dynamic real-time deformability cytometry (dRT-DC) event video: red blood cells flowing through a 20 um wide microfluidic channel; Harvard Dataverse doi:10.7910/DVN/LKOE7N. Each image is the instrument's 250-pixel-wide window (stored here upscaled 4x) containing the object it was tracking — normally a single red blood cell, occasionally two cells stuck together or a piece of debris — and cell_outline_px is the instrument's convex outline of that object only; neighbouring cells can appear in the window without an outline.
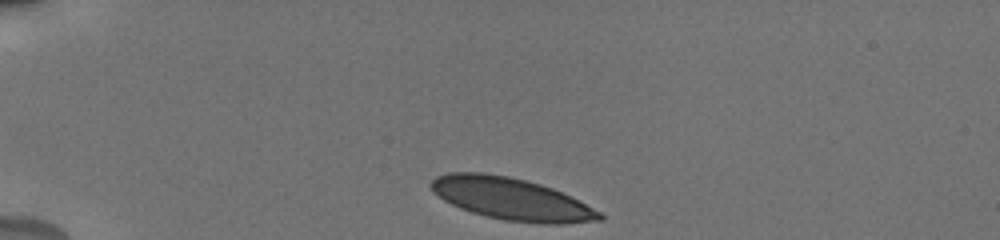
{"species": "human", "species_latin": "Homo sapiens", "temperature_condition": "cold", "stored_images_in_passage": 36, "camera_frame_rate_fps": 3000, "um_per_image_px": 0.085, "donor": {"sex": "male"}, "frame": {"image": 1, "passage_image": 1, "time_ms": 0.0, "image_size_px": [1000, 240], "cell_outline_px": [[604, 220], [564, 224], [540, 224], [504, 220], [484, 216], [460, 208], [444, 200], [432, 192], [428, 184], [436, 176], [448, 172], [484, 172], [508, 176], [540, 184], [552, 188], [600, 212], [604, 216]], "centroid_in_image_um": [43.41, 16.91], "position_along_channel_um": 41.6, "area_um2": 41.33}}
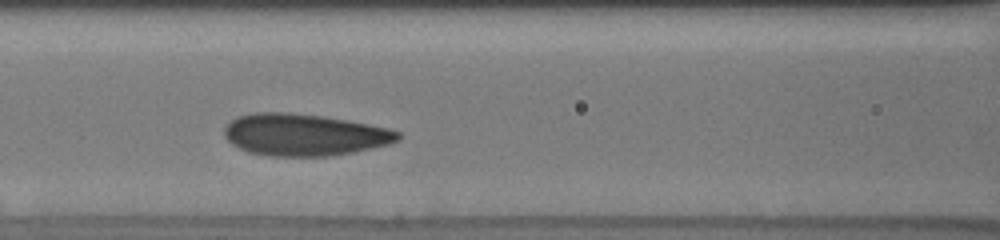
{"frame": {"image": 2, "passage_image": 13, "time_ms": 4.0, "image_size_px": [1000, 240], "cell_outline_px": [[400, 140], [388, 144], [372, 148], [332, 156], [272, 156], [248, 152], [232, 144], [224, 136], [224, 128], [232, 120], [240, 116], [256, 112], [288, 112], [324, 116], [368, 124], [388, 128], [400, 132]], "centroid_in_image_um": [25.87, 11.45], "position_along_channel_um": 140.7, "area_um2": 42.31}}
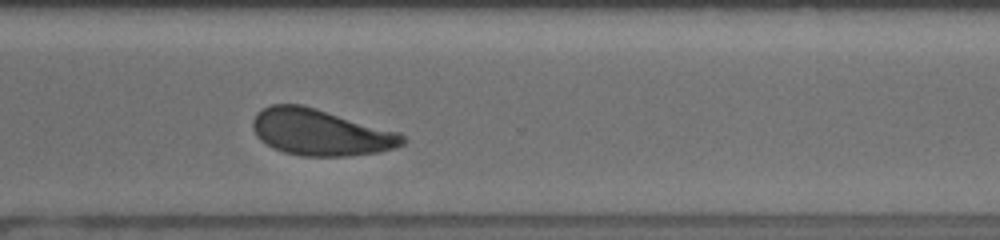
{"frame": {"image": 3, "passage_image": 29, "time_ms": 9.333, "image_size_px": [1000, 240], "cell_outline_px": [[404, 144], [396, 148], [380, 152], [348, 156], [300, 156], [284, 152], [260, 140], [256, 136], [252, 124], [252, 120], [256, 112], [260, 108], [272, 104], [300, 104], [316, 108], [400, 132], [404, 136]], "centroid_in_image_um": [27.24, 11.24], "position_along_channel_um": 343.4, "area_um2": 40.63}, "authors_computed_cell_mechanics": {"area_um2": 41.2981, "velocity_mm_per_s": 3.8046, "shape_relaxation_time_tau1_ms": 3.3639, "shape_relaxation_time_tau2_ms": 0.7324, "deformation_change_tau1": 0.1134, "deformation_change_tau2": 0.0516}}